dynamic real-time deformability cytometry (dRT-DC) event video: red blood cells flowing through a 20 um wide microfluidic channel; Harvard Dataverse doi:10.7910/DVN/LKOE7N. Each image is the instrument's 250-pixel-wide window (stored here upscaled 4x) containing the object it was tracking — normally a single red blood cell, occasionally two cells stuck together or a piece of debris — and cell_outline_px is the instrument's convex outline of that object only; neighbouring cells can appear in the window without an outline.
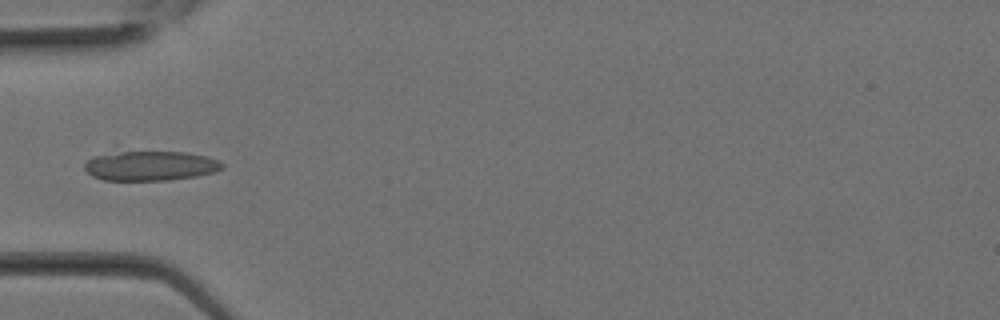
{"species": "Egyptian fruit bat (a non-hibernating species)", "species_latin": "Rousettus aegyptiacus", "temperature_condition": "room temperature", "stored_images_in_passage": 6, "camera_frame_rate_fps": 3000, "um_per_image_px": 0.085, "animal": {"sex": "female"}, "frame": {"image": 1, "passage_image": 5, "time_ms": 1.333, "image_size_px": [1000, 320], "cell_outline_px": [[224, 168], [216, 172], [196, 176], [168, 180], [104, 180], [92, 176], [84, 168], [84, 164], [92, 156], [124, 152], [184, 152], [208, 156], [220, 160], [224, 164]], "centroid_in_image_um": [12.84, 14.1], "position_along_channel_um": 72.2, "area_um2": 23.76}}